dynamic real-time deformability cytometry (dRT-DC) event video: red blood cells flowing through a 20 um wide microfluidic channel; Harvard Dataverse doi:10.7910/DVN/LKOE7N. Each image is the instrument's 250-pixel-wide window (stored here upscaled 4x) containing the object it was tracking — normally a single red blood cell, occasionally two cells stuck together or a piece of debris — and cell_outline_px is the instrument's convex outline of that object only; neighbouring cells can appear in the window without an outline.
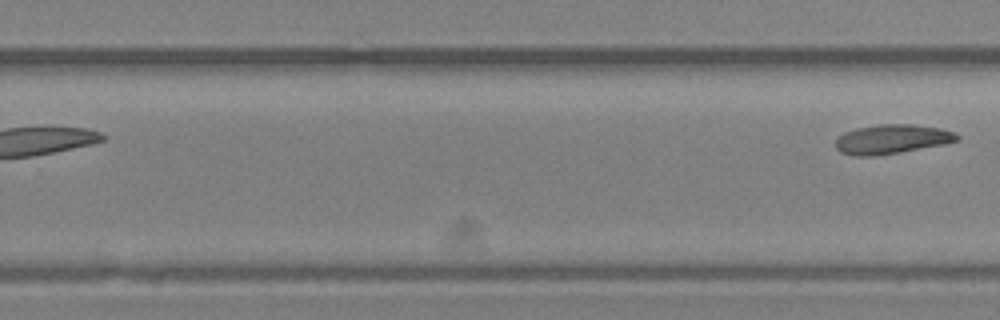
{"species": "Egyptian fruit bat (a non-hibernating species)", "species_latin": "Rousettus aegyptiacus", "temperature_condition": "room temperature", "stored_images_in_passage": 17, "segment_of_instrument_passage": [2, 2], "camera_frame_rate_fps": 3000, "um_per_image_px": 0.085, "animal": {"sex": "female"}, "frame": {"image": 1, "passage_image": 17, "time_ms": 5.333, "image_size_px": [1000, 320], "cell_outline_px": [[960, 140], [944, 144], [900, 152], [876, 156], [852, 156], [840, 152], [836, 148], [836, 136], [844, 132], [856, 128], [880, 124], [912, 124], [940, 128], [956, 132], [960, 136]], "centroid_in_image_um": [75.8, 11.83], "position_along_channel_um": 254.0, "area_um2": 20.98}}